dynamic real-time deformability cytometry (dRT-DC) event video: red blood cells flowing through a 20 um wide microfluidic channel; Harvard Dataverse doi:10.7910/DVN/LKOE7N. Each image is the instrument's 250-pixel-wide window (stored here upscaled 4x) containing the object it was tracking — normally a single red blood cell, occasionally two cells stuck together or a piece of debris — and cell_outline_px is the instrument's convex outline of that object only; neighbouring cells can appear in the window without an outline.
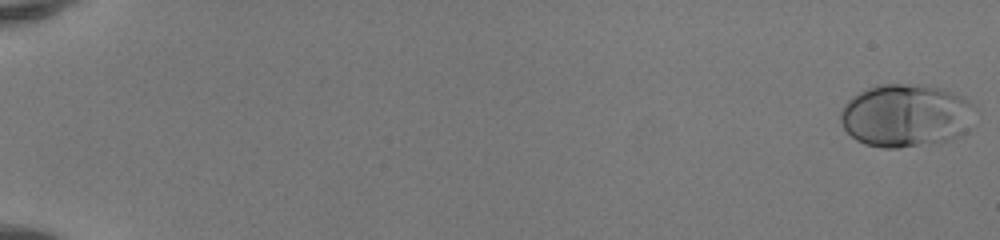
{"species": "human", "species_latin": "Homo sapiens", "temperature_condition": "room temperature", "stored_images_in_passage": 51, "camera_frame_rate_fps": 3000, "um_per_image_px": 0.085, "donor": {"sex": "female"}, "frame": {"image": 1, "passage_image": 1, "time_ms": 0.0, "image_size_px": [1000, 240], "cell_outline_px": [[980, 112], [964, 132], [948, 140], [896, 148], [884, 148], [864, 144], [856, 140], [844, 128], [840, 120], [840, 112], [844, 104], [852, 96], [876, 84], [924, 84], [944, 88], [964, 96]], "centroid_in_image_um": [77.03, 9.79], "position_along_channel_um": 8.0, "area_um2": 49.88}}
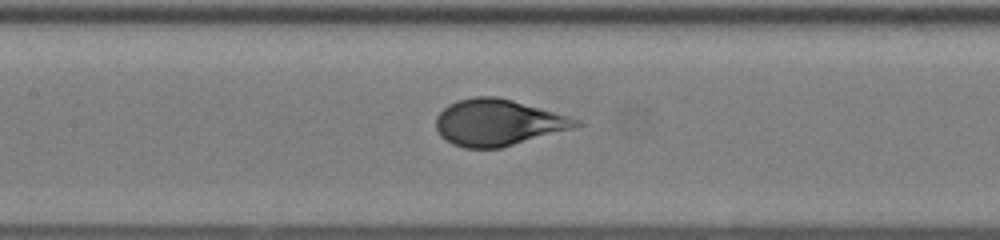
{"frame": {"image": 2, "passage_image": 27, "time_ms": 8.667, "image_size_px": [1000, 240], "cell_outline_px": [[584, 124], [576, 128], [500, 148], [464, 148], [452, 144], [440, 136], [436, 128], [436, 116], [448, 104], [456, 100], [476, 96], [496, 96], [512, 100], [568, 116], [580, 120]], "centroid_in_image_um": [42.32, 10.42], "position_along_channel_um": 165.1, "area_um2": 37.92}}
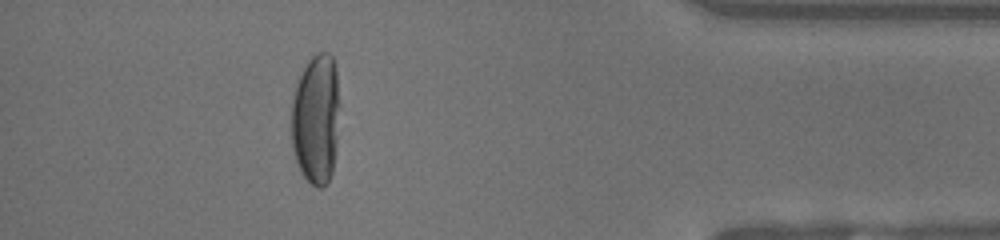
{"frame": {"image": 3, "passage_image": 47, "time_ms": 15.333, "image_size_px": [1000, 240], "cell_outline_px": [[336, 148], [332, 172], [328, 184], [324, 188], [316, 188], [300, 172], [292, 148], [292, 100], [296, 84], [308, 60], [316, 52], [328, 52], [332, 56], [336, 68]], "centroid_in_image_um": [26.82, 10.16], "position_along_channel_um": 408.4, "area_um2": 36.07}, "authors_computed_cell_mechanics": {"area_um2": 39.6508, "velocity_mm_per_s": 4.1546, "shape_relaxation_time_tau1_ms": 4.5363, "shape_relaxation_time_tau2_ms": null, "deformation_change_tau1": 0.2339, "deformation_change_tau2": null}}